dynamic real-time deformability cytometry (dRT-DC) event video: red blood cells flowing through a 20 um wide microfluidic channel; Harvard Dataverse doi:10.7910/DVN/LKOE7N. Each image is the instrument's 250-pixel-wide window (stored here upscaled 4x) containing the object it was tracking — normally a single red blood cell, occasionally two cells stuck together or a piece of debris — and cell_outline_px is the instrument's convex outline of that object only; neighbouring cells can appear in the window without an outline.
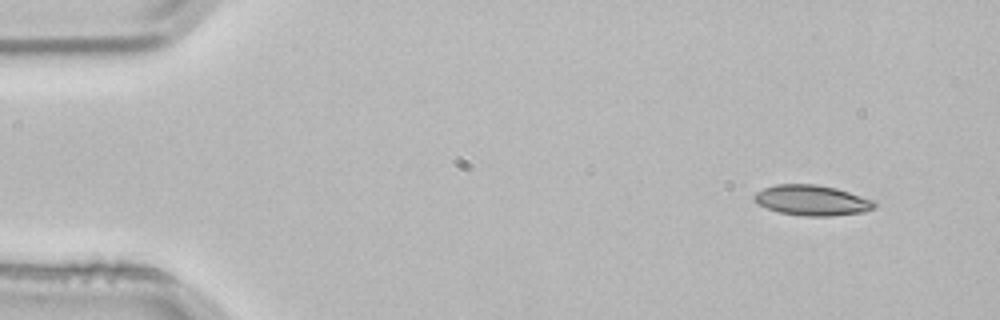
{"species": "common noctule bat (a hibernating species)", "species_latin": "Nyctalus noctula", "temperature_condition": "room temperature", "stored_images_in_passage": 5, "segment_of_instrument_passage": [2, 2], "camera_frame_rate_fps": 3000, "um_per_image_px": 0.085, "animal": {"sex": "male", "body_mass_g": 21.5, "forearm_length_mm": 52.0}, "frame": {"image": 1, "passage_image": 5, "time_ms": 1.333, "image_size_px": [1000, 320], "cell_outline_px": [[876, 208], [864, 212], [832, 216], [804, 216], [780, 212], [756, 204], [752, 200], [752, 196], [756, 192], [764, 188], [776, 184], [816, 184], [836, 188], [876, 200]], "centroid_in_image_um": [69.03, 17.02], "position_along_channel_um": 16.0, "area_um2": 21.56}}